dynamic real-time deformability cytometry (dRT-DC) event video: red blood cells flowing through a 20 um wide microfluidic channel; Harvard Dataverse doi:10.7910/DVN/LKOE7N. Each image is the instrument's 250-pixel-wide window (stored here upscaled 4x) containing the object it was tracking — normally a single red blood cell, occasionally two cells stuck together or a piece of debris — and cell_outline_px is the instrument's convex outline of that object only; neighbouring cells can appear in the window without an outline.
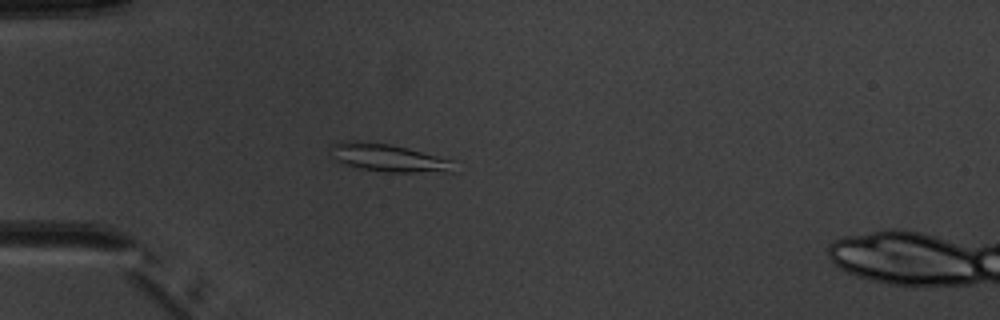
{"species": "common noctule bat (a hibernating species)", "species_latin": "Nyctalus noctula", "temperature_condition": "warm", "stored_images_in_passage": 5, "camera_frame_rate_fps": 3000, "um_per_image_px": 0.085, "animal": {"sex": "male", "body_mass_g": 20.1, "forearm_length_mm": 53.5}, "frame": {"image": 1, "passage_image": 4, "time_ms": 3.667, "image_size_px": [1000, 320], "cell_outline_px": [[456, 172], [384, 172], [360, 168], [344, 164], [336, 160], [332, 156], [328, 144], [340, 140], [356, 140], [392, 144], [408, 148], [452, 160]], "centroid_in_image_um": [32.95, 13.4], "position_along_channel_um": 52.1, "area_um2": 20.35}}